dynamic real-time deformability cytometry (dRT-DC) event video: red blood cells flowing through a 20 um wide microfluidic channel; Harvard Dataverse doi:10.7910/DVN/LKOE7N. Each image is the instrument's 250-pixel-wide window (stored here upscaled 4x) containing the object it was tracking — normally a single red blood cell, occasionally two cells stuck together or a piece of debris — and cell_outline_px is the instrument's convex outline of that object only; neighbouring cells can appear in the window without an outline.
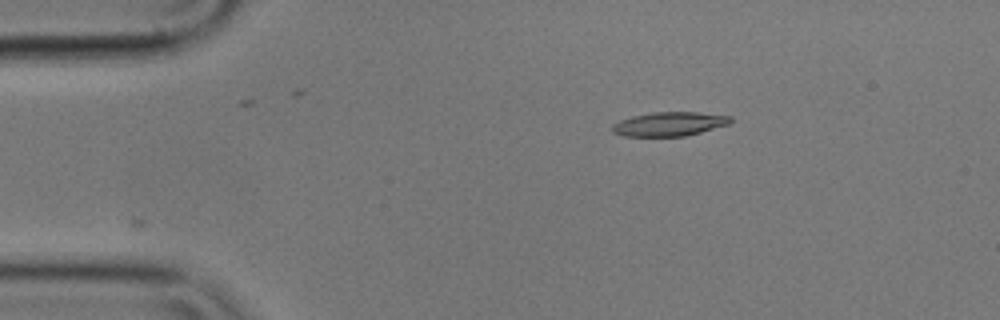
{"species": "common noctule bat (a hibernating species)", "species_latin": "Nyctalus noctula", "temperature_condition": "cold", "stored_images_in_passage": 4, "camera_frame_rate_fps": 3000, "um_per_image_px": 0.085, "animal": {"sex": "male", "body_mass_g": 17.9}, "frame": {"image": 1, "passage_image": 4, "time_ms": 1.0, "image_size_px": [1000, 320], "cell_outline_px": [[732, 120], [728, 124], [700, 132], [684, 136], [624, 136], [612, 132], [612, 124], [620, 120], [632, 116], [652, 112], [696, 112], [732, 116]], "centroid_in_image_um": [56.87, 10.53], "position_along_channel_um": 28.1, "area_um2": 16.47}}